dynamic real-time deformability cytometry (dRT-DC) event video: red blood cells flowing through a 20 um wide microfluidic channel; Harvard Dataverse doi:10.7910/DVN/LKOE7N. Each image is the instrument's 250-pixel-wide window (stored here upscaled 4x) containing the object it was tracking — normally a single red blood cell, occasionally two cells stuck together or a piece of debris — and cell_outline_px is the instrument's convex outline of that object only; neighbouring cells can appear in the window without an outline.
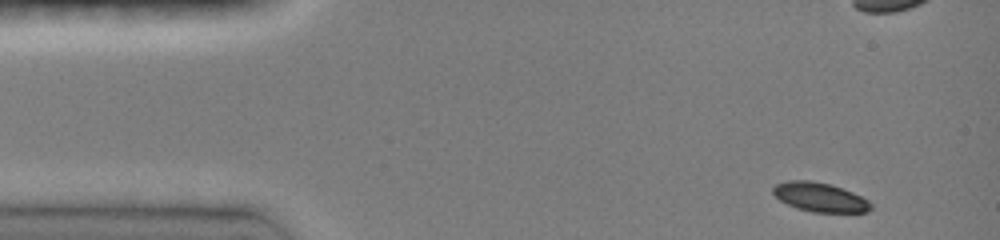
{"species": "common noctule bat (a hibernating species)", "species_latin": "Nyctalus noctula", "temperature_condition": "room temperature", "stored_images_in_passage": 19, "camera_frame_rate_fps": 3000, "um_per_image_px": 0.085, "animal": {"sex": "female", "body_mass_g": 19.0, "forearm_length_mm": 51.5}, "frame": {"image": 1, "passage_image": 1, "time_ms": 0.0, "image_size_px": [1000, 240], "cell_outline_px": [[872, 208], [868, 212], [812, 212], [796, 208], [780, 200], [772, 192], [772, 188], [776, 184], [788, 180], [812, 180], [828, 184], [852, 192], [868, 200], [872, 204]], "centroid_in_image_um": [69.68, 16.76], "position_along_channel_um": 15.3, "area_um2": 16.53}}